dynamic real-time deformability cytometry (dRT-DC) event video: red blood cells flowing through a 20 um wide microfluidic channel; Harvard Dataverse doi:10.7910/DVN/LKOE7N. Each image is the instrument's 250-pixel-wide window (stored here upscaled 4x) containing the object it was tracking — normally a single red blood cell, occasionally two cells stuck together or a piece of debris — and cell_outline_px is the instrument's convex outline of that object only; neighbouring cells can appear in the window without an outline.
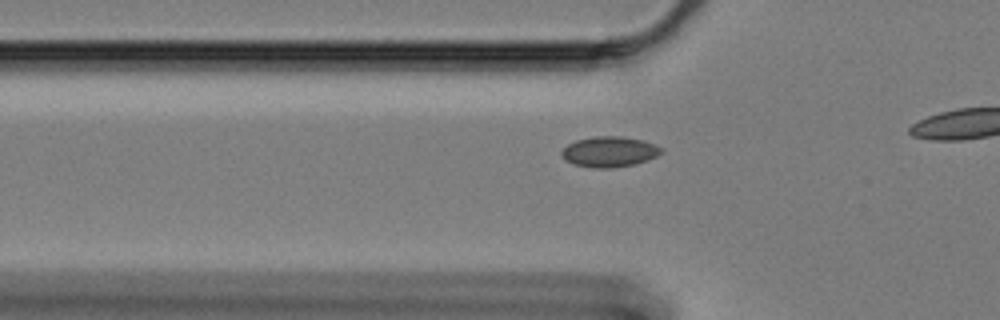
{"species": "Egyptian fruit bat (a non-hibernating species)", "species_latin": "Rousettus aegyptiacus", "temperature_condition": "cold", "stored_images_in_passage": 25, "camera_frame_rate_fps": 3000, "um_per_image_px": 0.085, "animal": {"sex": "female"}, "frame": {"image": 1, "passage_image": 15, "time_ms": 4.667, "image_size_px": [1000, 320], "cell_outline_px": [[664, 152], [648, 160], [632, 164], [612, 168], [592, 168], [576, 164], [564, 160], [560, 156], [560, 152], [568, 144], [576, 140], [592, 136], [620, 136], [644, 140], [656, 144], [664, 148]], "centroid_in_image_um": [51.81, 12.89], "position_along_channel_um": 74.0, "area_um2": 17.92}}
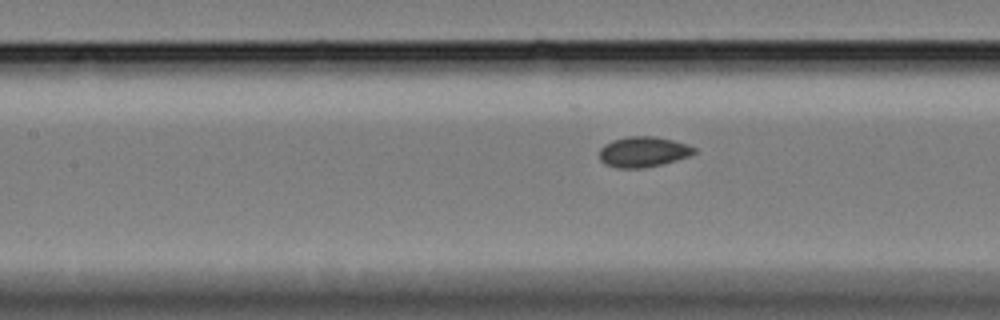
{"frame": {"image": 2, "passage_image": 22, "time_ms": 7.0, "image_size_px": [1000, 320], "cell_outline_px": [[696, 152], [688, 156], [676, 160], [644, 168], [616, 168], [604, 164], [600, 160], [600, 148], [604, 144], [612, 140], [628, 136], [656, 136], [688, 144], [696, 148]], "centroid_in_image_um": [54.65, 12.9], "position_along_channel_um": 152.7, "area_um2": 16.88}}